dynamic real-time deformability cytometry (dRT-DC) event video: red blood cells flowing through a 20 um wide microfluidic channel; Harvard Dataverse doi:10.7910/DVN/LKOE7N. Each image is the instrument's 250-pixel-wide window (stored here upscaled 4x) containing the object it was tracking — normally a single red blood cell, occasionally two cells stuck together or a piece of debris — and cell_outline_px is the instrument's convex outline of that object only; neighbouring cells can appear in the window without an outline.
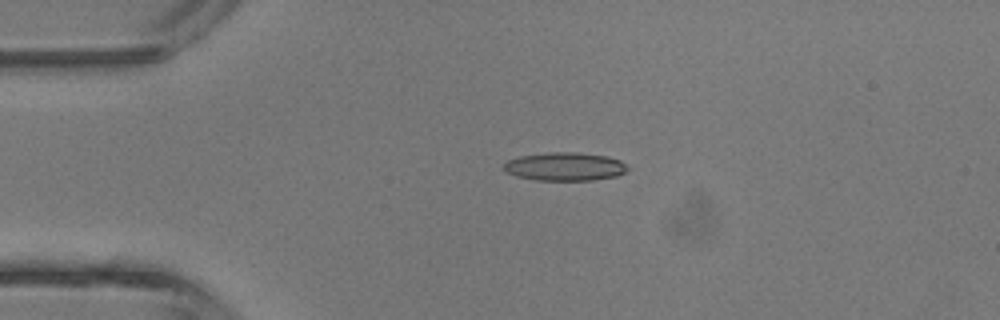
{"species": "common noctule bat (a hibernating species)", "species_latin": "Nyctalus noctula", "temperature_condition": "room temperature", "stored_images_in_passage": 5, "camera_frame_rate_fps": 3000, "um_per_image_px": 0.085, "animal": {"sex": "male", "body_mass_g": 13.3}, "frame": {"image": 1, "passage_image": 3, "time_ms": 2.333, "image_size_px": [1000, 320], "cell_outline_px": [[628, 168], [624, 172], [616, 176], [592, 180], [536, 180], [516, 176], [504, 172], [500, 164], [508, 160], [520, 156], [548, 152], [576, 152], [608, 156], [620, 160]], "centroid_in_image_um": [47.94, 14.15], "position_along_channel_um": 37.1, "area_um2": 20.58}}
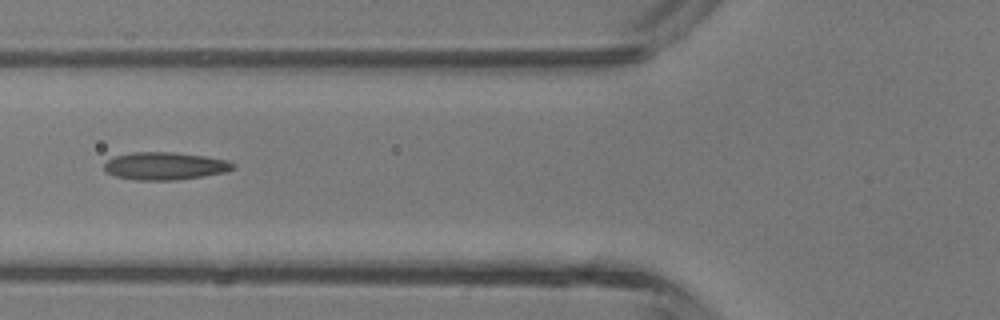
{"frame": {"image": 2, "passage_image": 5, "time_ms": 4.667, "image_size_px": [1000, 320], "cell_outline_px": [[236, 168], [228, 172], [176, 180], [136, 180], [116, 176], [108, 172], [104, 168], [104, 164], [108, 160], [116, 156], [132, 152], [172, 152], [204, 156], [228, 160], [236, 164]], "centroid_in_image_um": [14.08, 14.11], "position_along_channel_um": 111.7, "area_um2": 20.75}}